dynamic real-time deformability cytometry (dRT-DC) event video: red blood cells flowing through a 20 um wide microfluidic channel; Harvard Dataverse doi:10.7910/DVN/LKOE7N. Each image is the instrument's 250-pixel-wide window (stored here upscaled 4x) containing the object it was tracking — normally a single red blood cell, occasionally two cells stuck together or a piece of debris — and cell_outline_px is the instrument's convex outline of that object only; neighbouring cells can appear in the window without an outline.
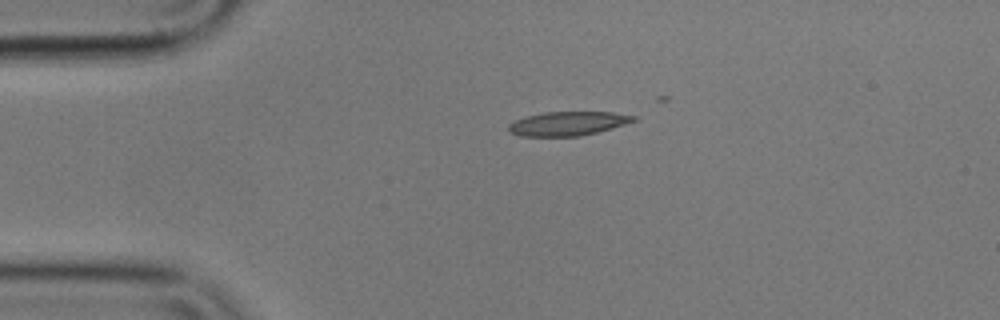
{"species": "common noctule bat (a hibernating species)", "species_latin": "Nyctalus noctula", "temperature_condition": "cold", "stored_images_in_passage": 11, "camera_frame_rate_fps": 3000, "um_per_image_px": 0.085, "animal": {"sex": "male", "body_mass_g": 17.9}, "frame": {"image": 1, "passage_image": 1, "time_ms": 0.0, "image_size_px": [1000, 320], "cell_outline_px": [[640, 120], [612, 128], [580, 136], [520, 136], [508, 132], [508, 124], [524, 116], [544, 112], [612, 112], [636, 116]], "centroid_in_image_um": [48.27, 10.5], "position_along_channel_um": 36.7, "area_um2": 17.63}}
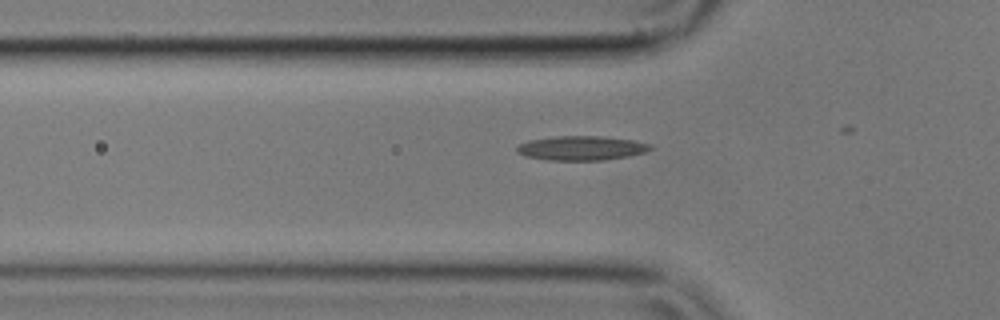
{"frame": {"image": 2, "passage_image": 7, "time_ms": 2.0, "image_size_px": [1000, 320], "cell_outline_px": [[652, 148], [644, 152], [628, 156], [604, 160], [548, 160], [524, 156], [516, 152], [516, 148], [520, 144], [528, 140], [556, 136], [604, 136], [632, 140], [652, 144]], "centroid_in_image_um": [49.4, 12.58], "position_along_channel_um": 76.4, "area_um2": 18.96}}
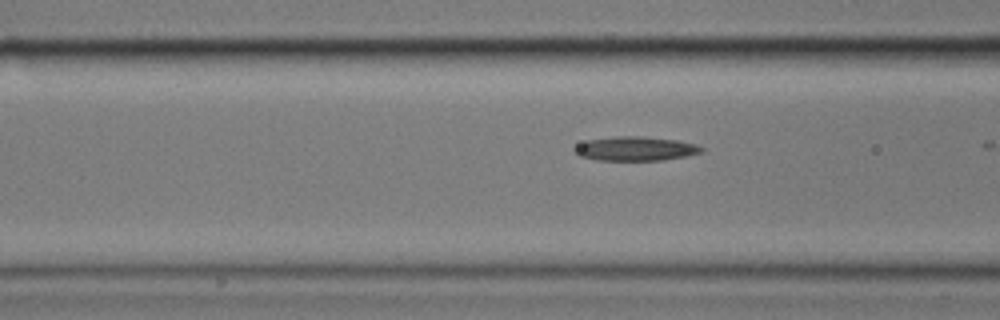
{"frame": {"image": 3, "passage_image": 10, "time_ms": 3.0, "image_size_px": [1000, 320], "cell_outline_px": [[704, 152], [688, 156], [664, 160], [596, 160], [580, 156], [572, 152], [572, 148], [588, 140], [616, 136], [640, 136], [676, 140], [696, 144], [704, 148]], "centroid_in_image_um": [54.03, 12.64], "position_along_channel_um": 112.6, "area_um2": 17.98}}